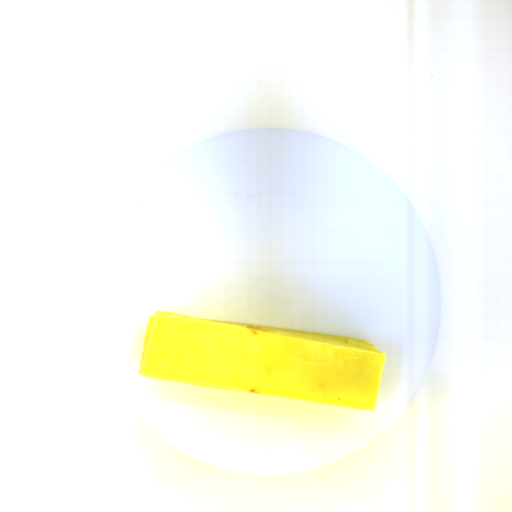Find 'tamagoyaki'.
Here are the masks:
<instances>
[{"instance_id":"81b7327e","label":"tamagoyaki","mask_w":512,"mask_h":512,"mask_svg":"<svg viewBox=\"0 0 512 512\" xmlns=\"http://www.w3.org/2000/svg\"><path fill=\"white\" fill-rule=\"evenodd\" d=\"M384 360L366 340L156 310L139 375L373 412Z\"/></svg>"}]
</instances>
